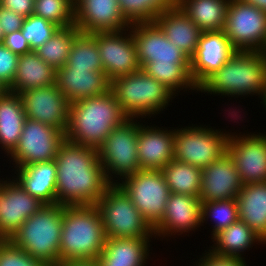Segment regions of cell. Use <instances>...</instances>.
I'll return each instance as SVG.
<instances>
[{"instance_id": "45", "label": "cell", "mask_w": 266, "mask_h": 266, "mask_svg": "<svg viewBox=\"0 0 266 266\" xmlns=\"http://www.w3.org/2000/svg\"><path fill=\"white\" fill-rule=\"evenodd\" d=\"M56 266H98L96 260L65 261Z\"/></svg>"}, {"instance_id": "34", "label": "cell", "mask_w": 266, "mask_h": 266, "mask_svg": "<svg viewBox=\"0 0 266 266\" xmlns=\"http://www.w3.org/2000/svg\"><path fill=\"white\" fill-rule=\"evenodd\" d=\"M79 32L75 25L59 28L48 41L35 51L42 60L57 70L66 64L72 42Z\"/></svg>"}, {"instance_id": "16", "label": "cell", "mask_w": 266, "mask_h": 266, "mask_svg": "<svg viewBox=\"0 0 266 266\" xmlns=\"http://www.w3.org/2000/svg\"><path fill=\"white\" fill-rule=\"evenodd\" d=\"M2 179L0 178V239L9 240L44 204L27 193L13 176L11 179Z\"/></svg>"}, {"instance_id": "40", "label": "cell", "mask_w": 266, "mask_h": 266, "mask_svg": "<svg viewBox=\"0 0 266 266\" xmlns=\"http://www.w3.org/2000/svg\"><path fill=\"white\" fill-rule=\"evenodd\" d=\"M19 55L13 53L3 43L0 44V82L9 88L17 70Z\"/></svg>"}, {"instance_id": "19", "label": "cell", "mask_w": 266, "mask_h": 266, "mask_svg": "<svg viewBox=\"0 0 266 266\" xmlns=\"http://www.w3.org/2000/svg\"><path fill=\"white\" fill-rule=\"evenodd\" d=\"M74 1V25L80 32H116L131 27L117 0Z\"/></svg>"}, {"instance_id": "15", "label": "cell", "mask_w": 266, "mask_h": 266, "mask_svg": "<svg viewBox=\"0 0 266 266\" xmlns=\"http://www.w3.org/2000/svg\"><path fill=\"white\" fill-rule=\"evenodd\" d=\"M95 41L104 73L110 81L141 69L131 27L123 31L95 33Z\"/></svg>"}, {"instance_id": "48", "label": "cell", "mask_w": 266, "mask_h": 266, "mask_svg": "<svg viewBox=\"0 0 266 266\" xmlns=\"http://www.w3.org/2000/svg\"><path fill=\"white\" fill-rule=\"evenodd\" d=\"M4 39V33L2 31V28L0 27V44L3 42Z\"/></svg>"}, {"instance_id": "23", "label": "cell", "mask_w": 266, "mask_h": 266, "mask_svg": "<svg viewBox=\"0 0 266 266\" xmlns=\"http://www.w3.org/2000/svg\"><path fill=\"white\" fill-rule=\"evenodd\" d=\"M56 86L69 103L110 91L111 81L105 73L70 69L66 65L57 69Z\"/></svg>"}, {"instance_id": "37", "label": "cell", "mask_w": 266, "mask_h": 266, "mask_svg": "<svg viewBox=\"0 0 266 266\" xmlns=\"http://www.w3.org/2000/svg\"><path fill=\"white\" fill-rule=\"evenodd\" d=\"M74 0H34L33 14L60 28L74 25Z\"/></svg>"}, {"instance_id": "32", "label": "cell", "mask_w": 266, "mask_h": 266, "mask_svg": "<svg viewBox=\"0 0 266 266\" xmlns=\"http://www.w3.org/2000/svg\"><path fill=\"white\" fill-rule=\"evenodd\" d=\"M170 193L199 197L201 191L202 168L188 163L170 161L161 170Z\"/></svg>"}, {"instance_id": "22", "label": "cell", "mask_w": 266, "mask_h": 266, "mask_svg": "<svg viewBox=\"0 0 266 266\" xmlns=\"http://www.w3.org/2000/svg\"><path fill=\"white\" fill-rule=\"evenodd\" d=\"M137 149L140 169L162 170L174 159V128L146 126L139 119Z\"/></svg>"}, {"instance_id": "36", "label": "cell", "mask_w": 266, "mask_h": 266, "mask_svg": "<svg viewBox=\"0 0 266 266\" xmlns=\"http://www.w3.org/2000/svg\"><path fill=\"white\" fill-rule=\"evenodd\" d=\"M202 226L208 223V218L214 224L211 227V238L220 230L229 227L239 220L238 204L235 199L202 202Z\"/></svg>"}, {"instance_id": "46", "label": "cell", "mask_w": 266, "mask_h": 266, "mask_svg": "<svg viewBox=\"0 0 266 266\" xmlns=\"http://www.w3.org/2000/svg\"><path fill=\"white\" fill-rule=\"evenodd\" d=\"M266 12V0H242Z\"/></svg>"}, {"instance_id": "44", "label": "cell", "mask_w": 266, "mask_h": 266, "mask_svg": "<svg viewBox=\"0 0 266 266\" xmlns=\"http://www.w3.org/2000/svg\"><path fill=\"white\" fill-rule=\"evenodd\" d=\"M0 6L26 18L33 15L34 0H0Z\"/></svg>"}, {"instance_id": "31", "label": "cell", "mask_w": 266, "mask_h": 266, "mask_svg": "<svg viewBox=\"0 0 266 266\" xmlns=\"http://www.w3.org/2000/svg\"><path fill=\"white\" fill-rule=\"evenodd\" d=\"M230 0H177V5L202 32L222 31Z\"/></svg>"}, {"instance_id": "17", "label": "cell", "mask_w": 266, "mask_h": 266, "mask_svg": "<svg viewBox=\"0 0 266 266\" xmlns=\"http://www.w3.org/2000/svg\"><path fill=\"white\" fill-rule=\"evenodd\" d=\"M26 118L66 132L70 103L56 84L35 88L19 94Z\"/></svg>"}, {"instance_id": "14", "label": "cell", "mask_w": 266, "mask_h": 266, "mask_svg": "<svg viewBox=\"0 0 266 266\" xmlns=\"http://www.w3.org/2000/svg\"><path fill=\"white\" fill-rule=\"evenodd\" d=\"M230 131L227 152L232 157L243 185L266 182V132Z\"/></svg>"}, {"instance_id": "26", "label": "cell", "mask_w": 266, "mask_h": 266, "mask_svg": "<svg viewBox=\"0 0 266 266\" xmlns=\"http://www.w3.org/2000/svg\"><path fill=\"white\" fill-rule=\"evenodd\" d=\"M154 22L189 58L195 54L202 31L178 5L161 13Z\"/></svg>"}, {"instance_id": "41", "label": "cell", "mask_w": 266, "mask_h": 266, "mask_svg": "<svg viewBox=\"0 0 266 266\" xmlns=\"http://www.w3.org/2000/svg\"><path fill=\"white\" fill-rule=\"evenodd\" d=\"M207 250L202 253L203 256L201 255L193 266H249L245 259L221 256L214 254L209 249Z\"/></svg>"}, {"instance_id": "3", "label": "cell", "mask_w": 266, "mask_h": 266, "mask_svg": "<svg viewBox=\"0 0 266 266\" xmlns=\"http://www.w3.org/2000/svg\"><path fill=\"white\" fill-rule=\"evenodd\" d=\"M130 118L112 91L70 103L67 141L98 149L111 131Z\"/></svg>"}, {"instance_id": "4", "label": "cell", "mask_w": 266, "mask_h": 266, "mask_svg": "<svg viewBox=\"0 0 266 266\" xmlns=\"http://www.w3.org/2000/svg\"><path fill=\"white\" fill-rule=\"evenodd\" d=\"M198 92L228 98L266 95V54L261 51L237 50L216 72L199 87Z\"/></svg>"}, {"instance_id": "5", "label": "cell", "mask_w": 266, "mask_h": 266, "mask_svg": "<svg viewBox=\"0 0 266 266\" xmlns=\"http://www.w3.org/2000/svg\"><path fill=\"white\" fill-rule=\"evenodd\" d=\"M105 240L102 219L95 205L63 206L60 262L96 260Z\"/></svg>"}, {"instance_id": "11", "label": "cell", "mask_w": 266, "mask_h": 266, "mask_svg": "<svg viewBox=\"0 0 266 266\" xmlns=\"http://www.w3.org/2000/svg\"><path fill=\"white\" fill-rule=\"evenodd\" d=\"M117 184L152 228L162 220L170 190L161 170L139 169Z\"/></svg>"}, {"instance_id": "2", "label": "cell", "mask_w": 266, "mask_h": 266, "mask_svg": "<svg viewBox=\"0 0 266 266\" xmlns=\"http://www.w3.org/2000/svg\"><path fill=\"white\" fill-rule=\"evenodd\" d=\"M141 69L175 95L189 90L198 93L190 74V58L166 38L155 22L131 24Z\"/></svg>"}, {"instance_id": "49", "label": "cell", "mask_w": 266, "mask_h": 266, "mask_svg": "<svg viewBox=\"0 0 266 266\" xmlns=\"http://www.w3.org/2000/svg\"><path fill=\"white\" fill-rule=\"evenodd\" d=\"M261 105L263 104V108L265 107V112H266V95L263 99V101H260Z\"/></svg>"}, {"instance_id": "9", "label": "cell", "mask_w": 266, "mask_h": 266, "mask_svg": "<svg viewBox=\"0 0 266 266\" xmlns=\"http://www.w3.org/2000/svg\"><path fill=\"white\" fill-rule=\"evenodd\" d=\"M229 131L208 125L174 128V160L204 168L227 153Z\"/></svg>"}, {"instance_id": "21", "label": "cell", "mask_w": 266, "mask_h": 266, "mask_svg": "<svg viewBox=\"0 0 266 266\" xmlns=\"http://www.w3.org/2000/svg\"><path fill=\"white\" fill-rule=\"evenodd\" d=\"M242 186L237 167L227 152L202 169L199 198L202 202L235 199Z\"/></svg>"}, {"instance_id": "29", "label": "cell", "mask_w": 266, "mask_h": 266, "mask_svg": "<svg viewBox=\"0 0 266 266\" xmlns=\"http://www.w3.org/2000/svg\"><path fill=\"white\" fill-rule=\"evenodd\" d=\"M25 120L20 95L7 90L0 97V149L7 156L17 146Z\"/></svg>"}, {"instance_id": "20", "label": "cell", "mask_w": 266, "mask_h": 266, "mask_svg": "<svg viewBox=\"0 0 266 266\" xmlns=\"http://www.w3.org/2000/svg\"><path fill=\"white\" fill-rule=\"evenodd\" d=\"M224 31L202 32L195 54L190 58V74L199 87L236 52Z\"/></svg>"}, {"instance_id": "43", "label": "cell", "mask_w": 266, "mask_h": 266, "mask_svg": "<svg viewBox=\"0 0 266 266\" xmlns=\"http://www.w3.org/2000/svg\"><path fill=\"white\" fill-rule=\"evenodd\" d=\"M8 49L18 55L26 54L32 51L26 38L23 36L21 30L14 31L7 35H4L2 42Z\"/></svg>"}, {"instance_id": "38", "label": "cell", "mask_w": 266, "mask_h": 266, "mask_svg": "<svg viewBox=\"0 0 266 266\" xmlns=\"http://www.w3.org/2000/svg\"><path fill=\"white\" fill-rule=\"evenodd\" d=\"M60 27L36 15L24 18L22 34L30 45L31 50H36L48 41Z\"/></svg>"}, {"instance_id": "24", "label": "cell", "mask_w": 266, "mask_h": 266, "mask_svg": "<svg viewBox=\"0 0 266 266\" xmlns=\"http://www.w3.org/2000/svg\"><path fill=\"white\" fill-rule=\"evenodd\" d=\"M15 170L13 177L27 193L43 204H57L55 161L38 162Z\"/></svg>"}, {"instance_id": "28", "label": "cell", "mask_w": 266, "mask_h": 266, "mask_svg": "<svg viewBox=\"0 0 266 266\" xmlns=\"http://www.w3.org/2000/svg\"><path fill=\"white\" fill-rule=\"evenodd\" d=\"M57 70L42 60L36 51L19 55L15 79L8 88L14 93H23L35 88L56 84Z\"/></svg>"}, {"instance_id": "33", "label": "cell", "mask_w": 266, "mask_h": 266, "mask_svg": "<svg viewBox=\"0 0 266 266\" xmlns=\"http://www.w3.org/2000/svg\"><path fill=\"white\" fill-rule=\"evenodd\" d=\"M65 65L70 69L104 73L95 33L79 32L75 36Z\"/></svg>"}, {"instance_id": "27", "label": "cell", "mask_w": 266, "mask_h": 266, "mask_svg": "<svg viewBox=\"0 0 266 266\" xmlns=\"http://www.w3.org/2000/svg\"><path fill=\"white\" fill-rule=\"evenodd\" d=\"M236 200L239 220L266 244V182L243 185Z\"/></svg>"}, {"instance_id": "18", "label": "cell", "mask_w": 266, "mask_h": 266, "mask_svg": "<svg viewBox=\"0 0 266 266\" xmlns=\"http://www.w3.org/2000/svg\"><path fill=\"white\" fill-rule=\"evenodd\" d=\"M202 201L199 197L170 193L162 220L153 228L155 239L187 235L202 226ZM159 237V238H158Z\"/></svg>"}, {"instance_id": "1", "label": "cell", "mask_w": 266, "mask_h": 266, "mask_svg": "<svg viewBox=\"0 0 266 266\" xmlns=\"http://www.w3.org/2000/svg\"><path fill=\"white\" fill-rule=\"evenodd\" d=\"M54 161L57 171L56 198L60 205H95L111 185L96 148L65 139Z\"/></svg>"}, {"instance_id": "35", "label": "cell", "mask_w": 266, "mask_h": 266, "mask_svg": "<svg viewBox=\"0 0 266 266\" xmlns=\"http://www.w3.org/2000/svg\"><path fill=\"white\" fill-rule=\"evenodd\" d=\"M120 11L130 23L154 22L156 17L177 5V0H117Z\"/></svg>"}, {"instance_id": "6", "label": "cell", "mask_w": 266, "mask_h": 266, "mask_svg": "<svg viewBox=\"0 0 266 266\" xmlns=\"http://www.w3.org/2000/svg\"><path fill=\"white\" fill-rule=\"evenodd\" d=\"M63 206L44 204L9 240L46 266H56L60 263Z\"/></svg>"}, {"instance_id": "42", "label": "cell", "mask_w": 266, "mask_h": 266, "mask_svg": "<svg viewBox=\"0 0 266 266\" xmlns=\"http://www.w3.org/2000/svg\"><path fill=\"white\" fill-rule=\"evenodd\" d=\"M24 17L0 6V27L4 35L22 29Z\"/></svg>"}, {"instance_id": "47", "label": "cell", "mask_w": 266, "mask_h": 266, "mask_svg": "<svg viewBox=\"0 0 266 266\" xmlns=\"http://www.w3.org/2000/svg\"><path fill=\"white\" fill-rule=\"evenodd\" d=\"M8 90V88L0 82V97Z\"/></svg>"}, {"instance_id": "13", "label": "cell", "mask_w": 266, "mask_h": 266, "mask_svg": "<svg viewBox=\"0 0 266 266\" xmlns=\"http://www.w3.org/2000/svg\"><path fill=\"white\" fill-rule=\"evenodd\" d=\"M65 139L59 129L26 118L18 144L8 157L14 168L52 161Z\"/></svg>"}, {"instance_id": "10", "label": "cell", "mask_w": 266, "mask_h": 266, "mask_svg": "<svg viewBox=\"0 0 266 266\" xmlns=\"http://www.w3.org/2000/svg\"><path fill=\"white\" fill-rule=\"evenodd\" d=\"M138 131V119H129L114 128L98 148L99 161L111 184H117L120 179L135 174L140 169L137 154Z\"/></svg>"}, {"instance_id": "8", "label": "cell", "mask_w": 266, "mask_h": 266, "mask_svg": "<svg viewBox=\"0 0 266 266\" xmlns=\"http://www.w3.org/2000/svg\"><path fill=\"white\" fill-rule=\"evenodd\" d=\"M95 206L106 238H155L153 228L118 184H111Z\"/></svg>"}, {"instance_id": "25", "label": "cell", "mask_w": 266, "mask_h": 266, "mask_svg": "<svg viewBox=\"0 0 266 266\" xmlns=\"http://www.w3.org/2000/svg\"><path fill=\"white\" fill-rule=\"evenodd\" d=\"M150 242L142 238H106L96 262L98 266H146Z\"/></svg>"}, {"instance_id": "12", "label": "cell", "mask_w": 266, "mask_h": 266, "mask_svg": "<svg viewBox=\"0 0 266 266\" xmlns=\"http://www.w3.org/2000/svg\"><path fill=\"white\" fill-rule=\"evenodd\" d=\"M224 33L236 50L266 52V12L242 0H230Z\"/></svg>"}, {"instance_id": "39", "label": "cell", "mask_w": 266, "mask_h": 266, "mask_svg": "<svg viewBox=\"0 0 266 266\" xmlns=\"http://www.w3.org/2000/svg\"><path fill=\"white\" fill-rule=\"evenodd\" d=\"M0 266H46L8 239H0Z\"/></svg>"}, {"instance_id": "7", "label": "cell", "mask_w": 266, "mask_h": 266, "mask_svg": "<svg viewBox=\"0 0 266 266\" xmlns=\"http://www.w3.org/2000/svg\"><path fill=\"white\" fill-rule=\"evenodd\" d=\"M110 90L130 119L160 114L176 98L170 89L142 69L111 81ZM174 96V97H173Z\"/></svg>"}, {"instance_id": "30", "label": "cell", "mask_w": 266, "mask_h": 266, "mask_svg": "<svg viewBox=\"0 0 266 266\" xmlns=\"http://www.w3.org/2000/svg\"><path fill=\"white\" fill-rule=\"evenodd\" d=\"M213 239V240H212ZM213 244L209 250L214 254L245 259L242 255L246 250L263 241L243 221L238 220L229 227L220 230L211 238ZM259 244H258V243ZM253 245V246H252Z\"/></svg>"}]
</instances>
